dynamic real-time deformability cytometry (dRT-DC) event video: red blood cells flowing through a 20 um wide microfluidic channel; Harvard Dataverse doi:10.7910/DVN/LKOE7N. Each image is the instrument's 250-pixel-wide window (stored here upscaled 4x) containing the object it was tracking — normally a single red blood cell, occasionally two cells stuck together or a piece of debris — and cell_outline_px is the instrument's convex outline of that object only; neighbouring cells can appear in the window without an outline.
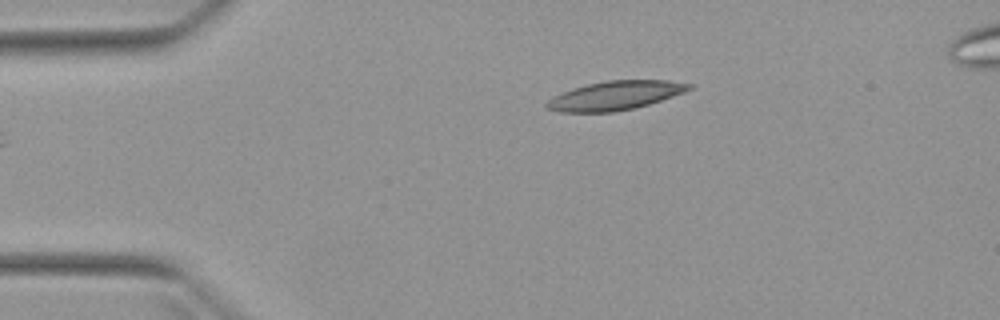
{"species": "Egyptian fruit bat (a non-hibernating species)", "species_latin": "Rousettus aegyptiacus", "temperature_condition": "warm", "stored_images_in_passage": 2, "camera_frame_rate_fps": 3000, "um_per_image_px": 0.085, "animal": {"sex": "female"}, "frame": {"image": 1, "passage_image": 1, "time_ms": 0.0, "image_size_px": [1000, 320], "cell_outline_px": [[692, 88], [684, 92], [648, 104], [632, 108], [612, 112], [560, 112], [548, 108], [544, 104], [552, 96], [572, 88], [588, 84], [608, 80], [668, 80], [692, 84]], "centroid_in_image_um": [52.26, 8.11], "position_along_channel_um": 32.7, "area_um2": 23.76}}